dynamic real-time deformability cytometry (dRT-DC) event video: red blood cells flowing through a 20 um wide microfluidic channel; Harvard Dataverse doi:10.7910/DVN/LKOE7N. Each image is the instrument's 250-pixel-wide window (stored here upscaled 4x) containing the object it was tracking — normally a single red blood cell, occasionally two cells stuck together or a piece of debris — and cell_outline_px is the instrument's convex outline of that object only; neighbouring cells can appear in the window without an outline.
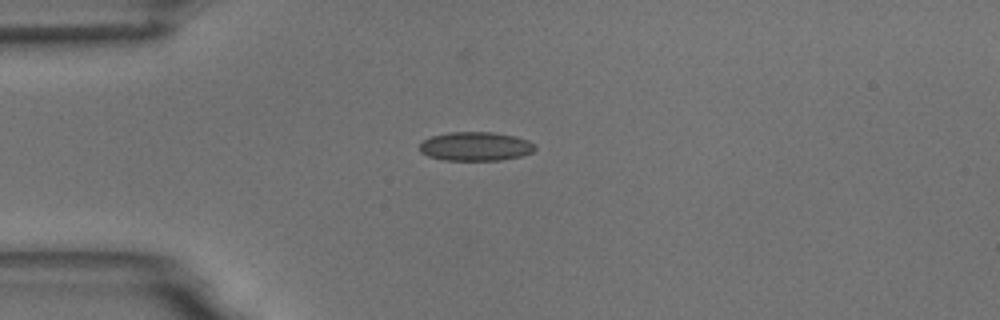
{"species": "common noctule bat (a hibernating species)", "species_latin": "Nyctalus noctula", "temperature_condition": "room temperature", "stored_images_in_passage": 37, "camera_frame_rate_fps": 3000, "um_per_image_px": 0.085, "animal": {"sex": "male", "body_mass_g": 18.8}, "frame": {"image": 1, "passage_image": 1, "time_ms": 0.0, "image_size_px": [1000, 320], "cell_outline_px": [[536, 148], [532, 152], [520, 156], [500, 160], [444, 160], [428, 156], [420, 152], [420, 144], [424, 140], [432, 136], [448, 132], [492, 132], [516, 136], [528, 140], [536, 144]], "centroid_in_image_um": [40.44, 12.44], "position_along_channel_um": 44.6, "area_um2": 19.48}}
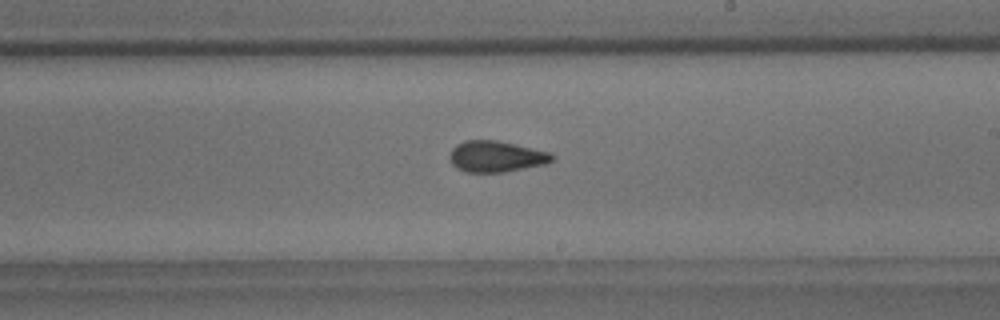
{"frame": {"image": 2, "passage_image": 19, "time_ms": 6.0, "image_size_px": [1000, 320], "cell_outline_px": [[556, 156], [552, 160], [544, 164], [504, 172], [464, 172], [456, 168], [448, 160], [448, 156], [452, 148], [456, 144], [464, 140], [496, 140], [552, 152]], "centroid_in_image_um": [42.14, 13.29], "position_along_channel_um": 246.9, "area_um2": 18.79}}
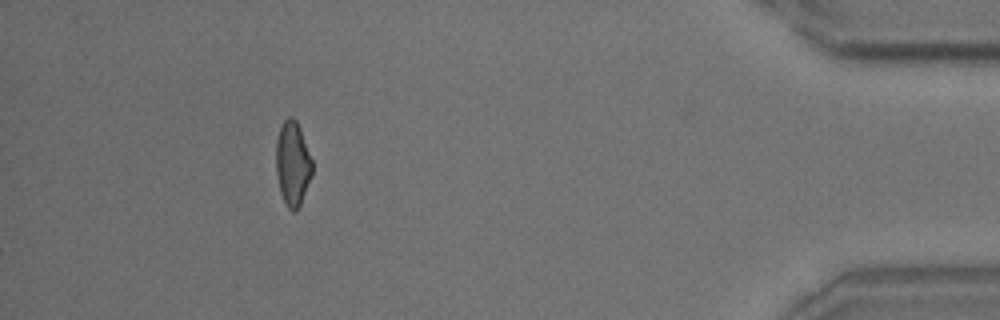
{"frame": {"image": 3, "passage_image": 37, "time_ms": 12.0, "image_size_px": [1000, 320], "cell_outline_px": [[312, 176], [300, 204], [296, 212], [292, 212], [288, 208], [280, 192], [276, 172], [276, 140], [280, 128], [284, 120], [288, 116], [292, 116], [296, 120], [300, 128], [312, 160]], "centroid_in_image_um": [24.87, 13.9], "position_along_channel_um": 410.3, "area_um2": 17.8}, "authors_computed_cell_mechanics": {"area_um2": 18.4382, "velocity_mm_per_s": 3.661, "shape_relaxation_time_tau1_ms": 6.6439, "shape_relaxation_time_tau2_ms": 1.6504, "deformation_change_tau1": 0.1321, "deformation_change_tau2": 0.0808}}